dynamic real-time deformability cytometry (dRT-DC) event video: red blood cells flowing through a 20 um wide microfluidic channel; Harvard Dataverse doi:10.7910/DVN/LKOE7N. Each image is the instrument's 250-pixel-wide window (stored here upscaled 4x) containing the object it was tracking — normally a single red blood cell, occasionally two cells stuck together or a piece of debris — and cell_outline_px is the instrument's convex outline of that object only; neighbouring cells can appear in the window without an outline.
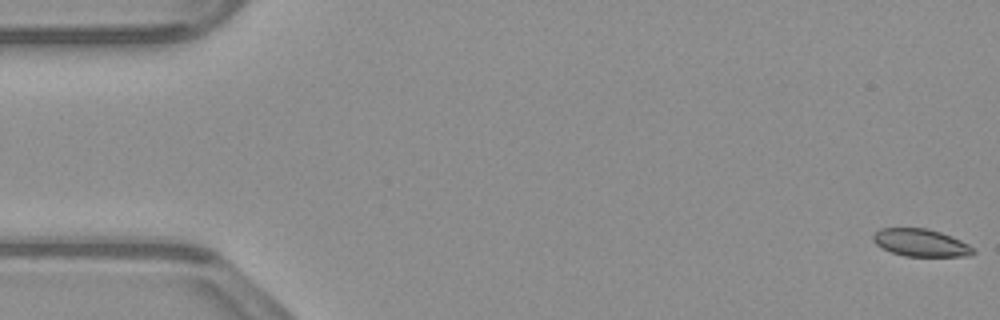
{"species": "common noctule bat (a hibernating species)", "species_latin": "Nyctalus noctula", "temperature_condition": "warm", "stored_images_in_passage": 53, "camera_frame_rate_fps": 3000, "um_per_image_px": 0.085, "animal": {"sex": "male", "body_mass_g": 23.1, "forearm_length_mm": 52.7}, "frame": {"image": 1, "passage_image": 1, "time_ms": 0.0, "image_size_px": [1000, 320], "cell_outline_px": [[976, 252], [972, 256], [904, 256], [892, 252], [876, 244], [872, 240], [872, 236], [880, 228], [928, 228], [952, 236], [968, 244]], "centroid_in_image_um": [78.28, 20.63], "position_along_channel_um": 6.7, "area_um2": 16.01}}
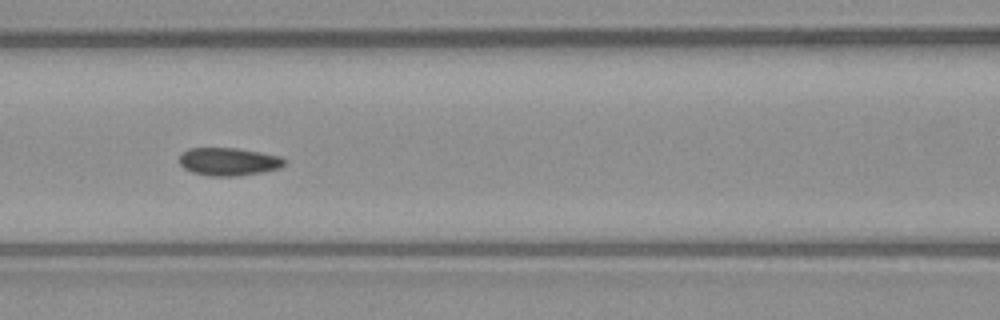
{"frame": {"image": 2, "passage_image": 23, "time_ms": 7.333, "image_size_px": [1000, 320], "cell_outline_px": [[284, 164], [280, 168], [264, 172], [236, 176], [208, 176], [192, 172], [184, 168], [180, 164], [180, 156], [188, 148], [236, 148], [260, 152], [280, 156], [284, 160]], "centroid_in_image_um": [19.43, 13.74], "position_along_channel_um": 147.2, "area_um2": 17.05}}
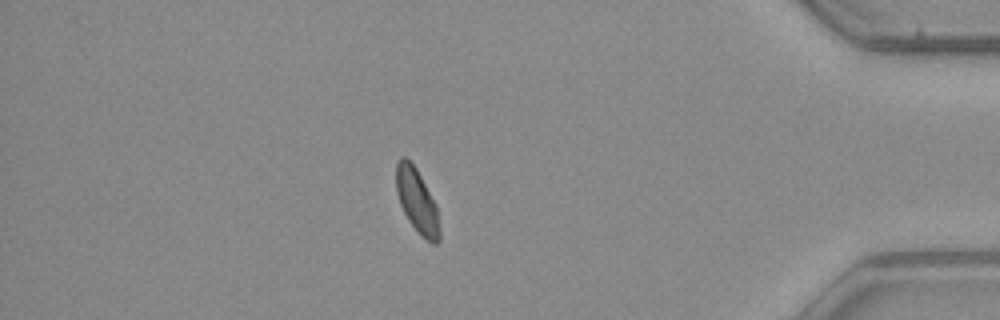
{"frame": {"image": 3, "passage_image": 46, "time_ms": 15.0, "image_size_px": [1000, 320], "cell_outline_px": [[440, 240], [436, 244], [432, 244], [420, 236], [408, 220], [400, 204], [396, 192], [396, 160], [400, 156], [404, 156], [416, 168], [436, 204], [440, 232]], "centroid_in_image_um": [35.43, 17.1], "position_along_channel_um": 399.8, "area_um2": 16.3}, "authors_computed_cell_mechanics": {"area_um2": 16.8198, "velocity_mm_per_s": 3.8836, "shape_relaxation_time_tau1_ms": 3.1207, "shape_relaxation_time_tau2_ms": 0.9419, "deformation_change_tau1": 0.0911, "deformation_change_tau2": 0.0483}}